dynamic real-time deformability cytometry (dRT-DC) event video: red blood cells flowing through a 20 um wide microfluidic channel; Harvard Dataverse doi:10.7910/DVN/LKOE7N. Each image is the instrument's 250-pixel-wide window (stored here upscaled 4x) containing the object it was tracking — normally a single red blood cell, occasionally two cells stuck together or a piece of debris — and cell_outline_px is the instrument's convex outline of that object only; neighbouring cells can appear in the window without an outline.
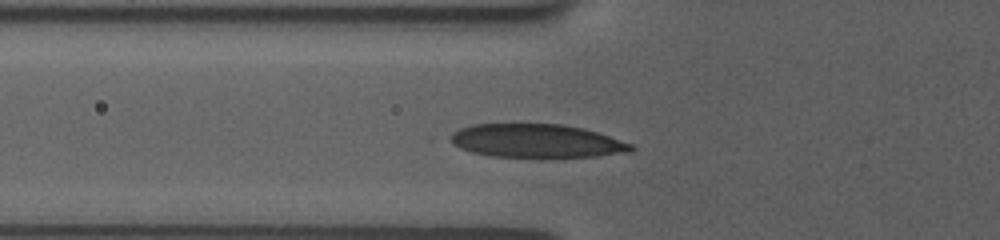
{"species": "human", "species_latin": "Homo sapiens", "temperature_condition": "room temperature", "stored_images_in_passage": 27, "camera_frame_rate_fps": 3000, "um_per_image_px": 0.085, "donor": {"sex": "female"}, "frame": {"image": 1, "passage_image": 6, "time_ms": 3.0, "image_size_px": [1000, 240], "cell_outline_px": [[636, 148], [632, 152], [596, 156], [540, 160], [492, 156], [472, 152], [460, 148], [452, 144], [452, 132], [460, 128], [472, 124], [564, 124], [584, 128], [632, 144]], "centroid_in_image_um": [45.64, 12.02], "position_along_channel_um": 80.2, "area_um2": 36.36}}
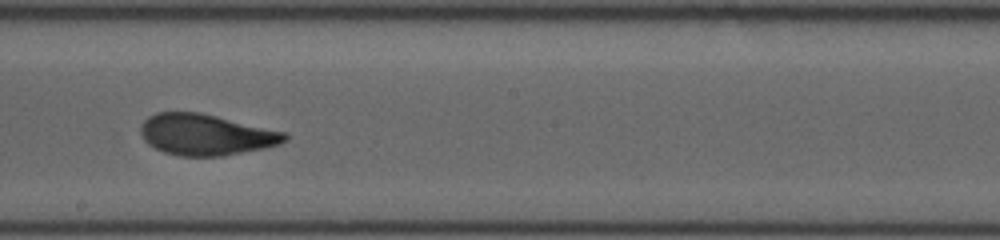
{"frame": {"image": 2, "passage_image": 13, "time_ms": 7.0, "image_size_px": [1000, 240], "cell_outline_px": [[288, 140], [280, 144], [264, 148], [220, 156], [180, 156], [164, 152], [148, 144], [144, 140], [140, 132], [140, 124], [148, 116], [156, 112], [200, 112], [288, 132]], "centroid_in_image_um": [17.51, 11.43], "position_along_channel_um": 230.7, "area_um2": 34.74}}
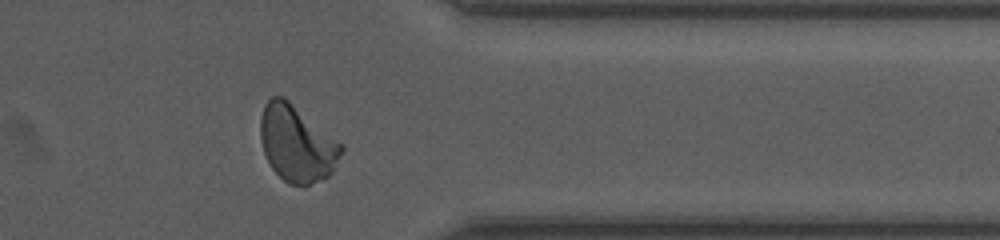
{"frame": {"image": 3, "passage_image": 21, "time_ms": 11.333, "image_size_px": [1000, 240], "cell_outline_px": [[344, 148], [332, 172], [324, 180], [304, 188], [288, 184], [272, 168], [264, 152], [260, 140], [260, 116], [264, 104], [272, 96], [284, 96], [344, 144]], "centroid_in_image_um": [25.25, 12.22], "position_along_channel_um": 386.2, "area_um2": 36.65}, "authors_computed_cell_mechanics": {"area_um2": 34.6222, "velocity_mm_per_s": 3.7408, "shape_relaxation_time_tau1_ms": 3.9515, "shape_relaxation_time_tau2_ms": 0.7393, "deformation_change_tau1": 0.1698, "deformation_change_tau2": 0.0689}}